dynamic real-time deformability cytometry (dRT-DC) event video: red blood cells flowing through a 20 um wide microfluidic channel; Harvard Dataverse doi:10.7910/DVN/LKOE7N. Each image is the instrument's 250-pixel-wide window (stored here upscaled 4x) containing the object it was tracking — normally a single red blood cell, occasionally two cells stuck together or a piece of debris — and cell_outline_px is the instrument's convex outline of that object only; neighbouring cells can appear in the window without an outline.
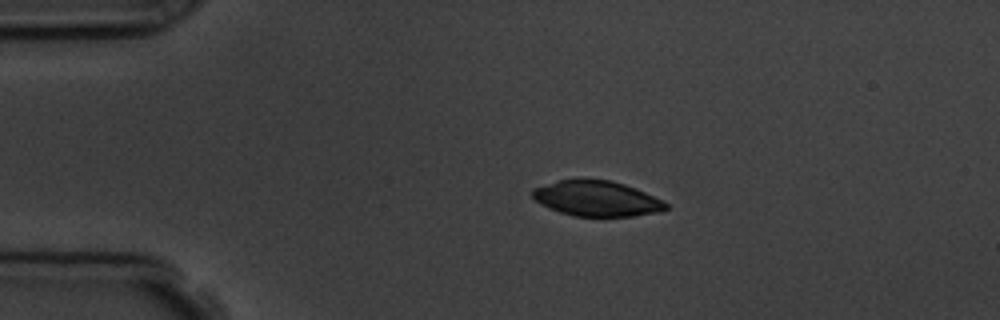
{"species": "common noctule bat (a hibernating species)", "species_latin": "Nyctalus noctula", "temperature_condition": "room temperature", "stored_images_in_passage": 4, "camera_frame_rate_fps": 3000, "um_per_image_px": 0.085, "animal": {"sex": "male", "body_mass_g": 19.5, "forearm_length_mm": 54.6}, "frame": {"image": 1, "passage_image": 3, "time_ms": 2.333, "image_size_px": [1000, 320], "cell_outline_px": [[668, 208], [660, 212], [632, 216], [576, 216], [560, 212], [548, 208], [540, 204], [532, 196], [532, 188], [560, 180], [576, 176], [612, 180], [624, 184], [664, 200], [668, 204]], "centroid_in_image_um": [50.7, 16.84], "position_along_channel_um": 34.3, "area_um2": 28.03}}